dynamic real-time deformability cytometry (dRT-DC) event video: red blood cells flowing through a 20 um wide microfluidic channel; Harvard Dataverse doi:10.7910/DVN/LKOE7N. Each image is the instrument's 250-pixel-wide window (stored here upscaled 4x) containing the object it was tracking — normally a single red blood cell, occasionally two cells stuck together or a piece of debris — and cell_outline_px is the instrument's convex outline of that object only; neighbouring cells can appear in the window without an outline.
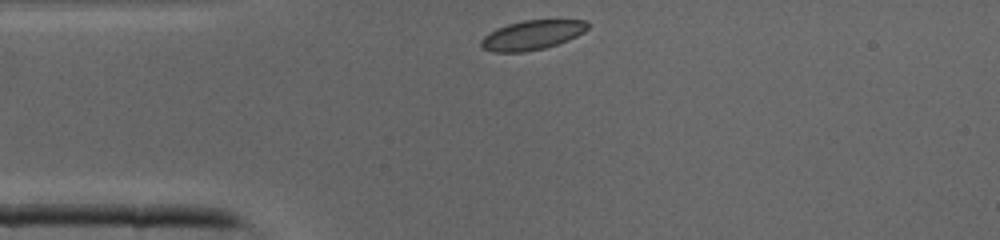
{"species": "common noctule bat (a hibernating species)", "species_latin": "Nyctalus noctula", "temperature_condition": "cold", "stored_images_in_passage": 26, "camera_frame_rate_fps": 3000, "um_per_image_px": 0.085, "animal": {"sex": "male", "body_mass_g": 19.0, "forearm_length_mm": 50.8}, "frame": {"image": 1, "passage_image": 1, "time_ms": 0.0, "image_size_px": [1000, 240], "cell_outline_px": [[588, 28], [584, 32], [568, 40], [544, 48], [524, 52], [492, 52], [480, 48], [480, 40], [484, 36], [496, 28], [508, 24], [524, 20], [588, 20]], "centroid_in_image_um": [45.19, 2.98], "position_along_channel_um": 39.8, "area_um2": 18.32}}
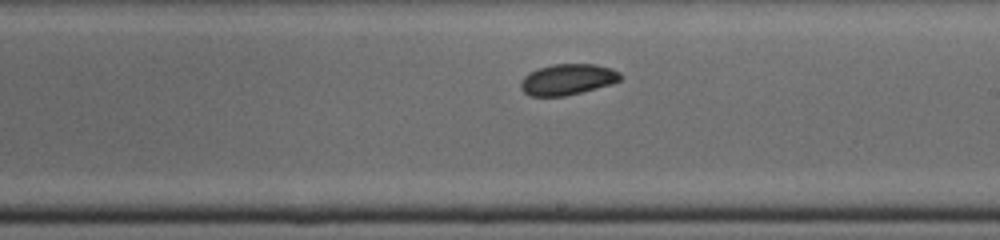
{"frame": {"image": 2, "passage_image": 15, "time_ms": 4.667, "image_size_px": [1000, 240], "cell_outline_px": [[624, 76], [620, 80], [612, 84], [564, 96], [528, 96], [520, 88], [520, 80], [528, 72], [552, 64], [596, 64], [612, 68], [620, 72]], "centroid_in_image_um": [48.25, 6.74], "position_along_channel_um": 240.8, "area_um2": 18.15}}
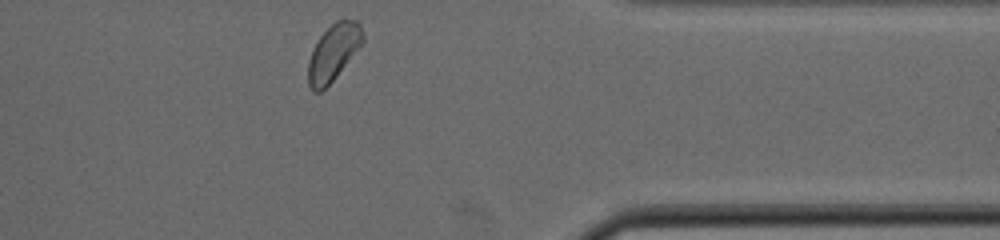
{"frame": {"image": 3, "passage_image": 25, "time_ms": 8.0, "image_size_px": [1000, 240], "cell_outline_px": [[364, 44], [332, 80], [320, 92], [312, 92], [308, 84], [308, 60], [312, 48], [316, 40], [336, 20], [356, 20], [360, 24], [364, 36]], "centroid_in_image_um": [28.34, 4.45], "position_along_channel_um": 383.1, "area_um2": 18.09}}